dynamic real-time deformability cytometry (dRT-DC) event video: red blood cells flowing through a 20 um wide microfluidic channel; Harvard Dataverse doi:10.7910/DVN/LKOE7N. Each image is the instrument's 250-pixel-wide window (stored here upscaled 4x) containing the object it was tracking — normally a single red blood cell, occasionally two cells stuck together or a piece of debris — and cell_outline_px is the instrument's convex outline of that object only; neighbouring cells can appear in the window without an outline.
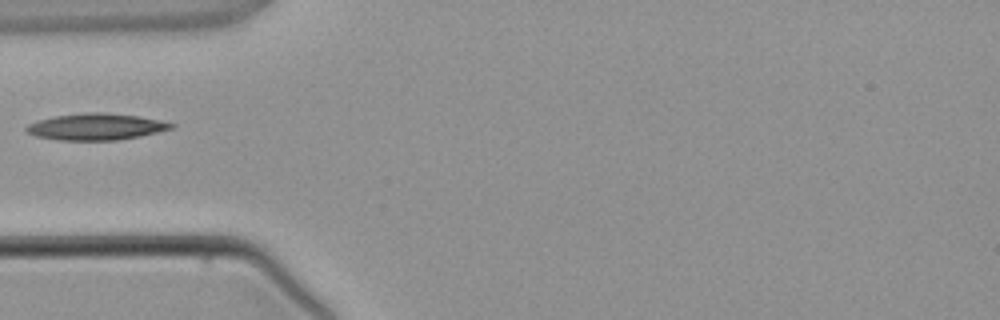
{"species": "common noctule bat (a hibernating species)", "species_latin": "Nyctalus noctula", "temperature_condition": "warm", "stored_images_in_passage": 2, "camera_frame_rate_fps": 3000, "um_per_image_px": 0.085, "animal": {"sex": "male", "body_mass_g": 21.5, "forearm_length_mm": 52.0}, "frame": {"image": 1, "passage_image": 2, "time_ms": 1.333, "image_size_px": [1000, 320], "cell_outline_px": [[176, 128], [140, 136], [116, 140], [60, 140], [36, 136], [28, 132], [24, 128], [28, 124], [40, 120], [56, 116], [88, 112], [100, 112], [136, 116], [160, 120], [176, 124]], "centroid_in_image_um": [8.21, 10.77], "position_along_channel_um": 76.8, "area_um2": 22.2}}